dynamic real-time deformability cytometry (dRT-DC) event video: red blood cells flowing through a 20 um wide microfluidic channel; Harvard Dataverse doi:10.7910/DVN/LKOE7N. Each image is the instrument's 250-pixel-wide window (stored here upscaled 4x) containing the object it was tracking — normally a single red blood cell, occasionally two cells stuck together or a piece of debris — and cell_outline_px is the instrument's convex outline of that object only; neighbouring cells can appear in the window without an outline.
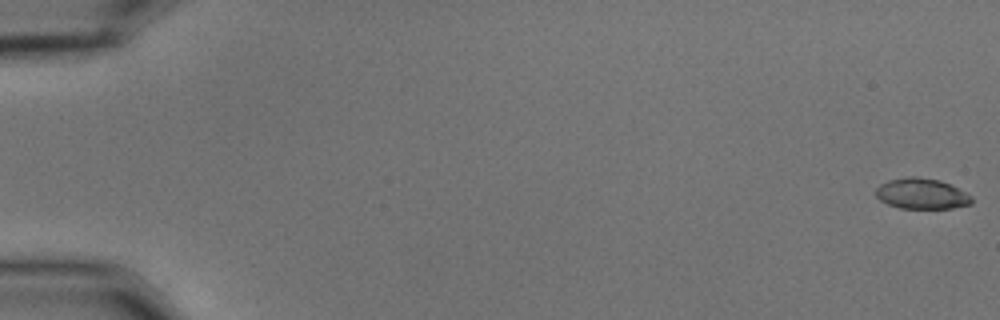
{"species": "common noctule bat (a hibernating species)", "species_latin": "Nyctalus noctula", "temperature_condition": "cold", "stored_images_in_passage": 57, "camera_frame_rate_fps": 3000, "um_per_image_px": 0.085, "animal": {"sex": "male", "body_mass_g": 15.6}, "frame": {"image": 1, "passage_image": 1, "time_ms": 0.0, "image_size_px": [1000, 320], "cell_outline_px": [[972, 204], [952, 208], [900, 208], [888, 204], [880, 200], [876, 196], [876, 188], [880, 184], [888, 180], [908, 176], [916, 176], [940, 180], [972, 196]], "centroid_in_image_um": [78.32, 16.46], "position_along_channel_um": 6.7, "area_um2": 17.05}}
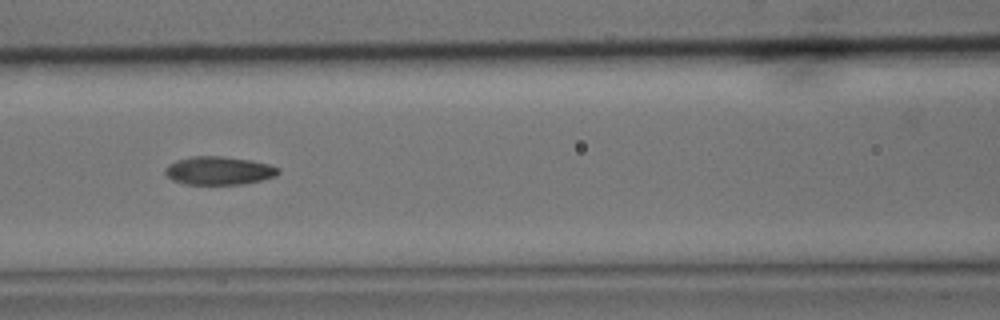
{"frame": {"image": 2, "passage_image": 26, "time_ms": 8.333, "image_size_px": [1000, 320], "cell_outline_px": [[280, 172], [276, 176], [244, 184], [184, 184], [172, 180], [164, 172], [164, 168], [168, 164], [176, 160], [192, 156], [224, 156], [248, 160], [268, 164], [280, 168]], "centroid_in_image_um": [18.58, 14.5], "position_along_channel_um": 148.0, "area_um2": 18.67}}
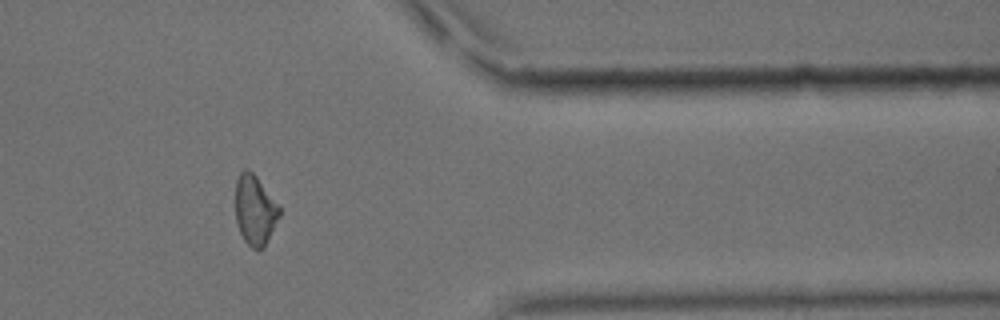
{"frame": {"image": 3, "passage_image": 47, "time_ms": 15.333, "image_size_px": [1000, 320], "cell_outline_px": [[280, 216], [264, 248], [252, 248], [244, 240], [240, 232], [236, 220], [236, 180], [240, 172], [244, 168], [248, 168], [256, 176], [280, 208]], "centroid_in_image_um": [21.66, 17.85], "position_along_channel_um": 389.7, "area_um2": 17.69}, "authors_computed_cell_mechanics": {"area_um2": 18.496, "velocity_mm_per_s": 3.6559, "shape_relaxation_time_tau1_ms": 4.7254, "shape_relaxation_time_tau2_ms": 7.6614, "deformation_change_tau1": 0.1671, "deformation_change_tau2": 0.128}}